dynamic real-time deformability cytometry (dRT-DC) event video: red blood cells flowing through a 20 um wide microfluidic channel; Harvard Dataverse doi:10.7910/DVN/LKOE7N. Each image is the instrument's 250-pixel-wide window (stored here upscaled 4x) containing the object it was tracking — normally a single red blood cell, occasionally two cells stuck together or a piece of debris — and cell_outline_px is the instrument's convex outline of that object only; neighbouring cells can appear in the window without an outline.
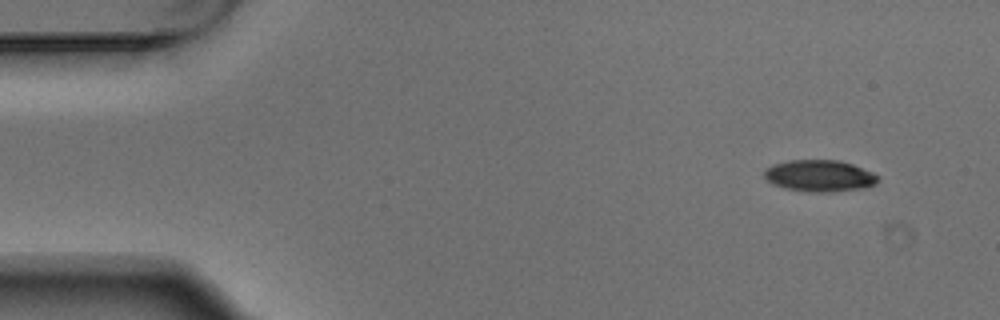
{"species": "Egyptian fruit bat (a non-hibernating species)", "species_latin": "Rousettus aegyptiacus", "temperature_condition": "warm", "stored_images_in_passage": 4, "camera_frame_rate_fps": 3000, "um_per_image_px": 0.085, "animal": {"sex": "male"}, "frame": {"image": 1, "passage_image": 1, "time_ms": 0.0, "image_size_px": [1000, 320], "cell_outline_px": [[880, 180], [876, 184], [864, 188], [832, 192], [812, 192], [784, 188], [772, 184], [764, 176], [764, 172], [772, 164], [788, 160], [840, 160], [852, 164], [872, 172], [880, 176]], "centroid_in_image_um": [69.69, 14.94], "position_along_channel_um": 15.3, "area_um2": 21.1}}
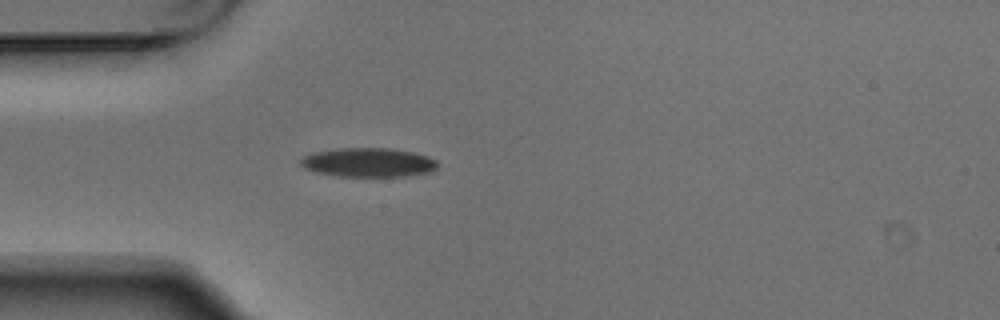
{"frame": {"image": 2, "passage_image": 4, "time_ms": 1.0, "image_size_px": [1000, 320], "cell_outline_px": [[436, 168], [428, 172], [404, 176], [340, 176], [316, 172], [304, 168], [300, 164], [300, 160], [304, 156], [312, 152], [336, 148], [392, 148], [412, 152], [428, 156], [436, 160]], "centroid_in_image_um": [31.27, 13.79], "position_along_channel_um": 53.7, "area_um2": 23.12}}